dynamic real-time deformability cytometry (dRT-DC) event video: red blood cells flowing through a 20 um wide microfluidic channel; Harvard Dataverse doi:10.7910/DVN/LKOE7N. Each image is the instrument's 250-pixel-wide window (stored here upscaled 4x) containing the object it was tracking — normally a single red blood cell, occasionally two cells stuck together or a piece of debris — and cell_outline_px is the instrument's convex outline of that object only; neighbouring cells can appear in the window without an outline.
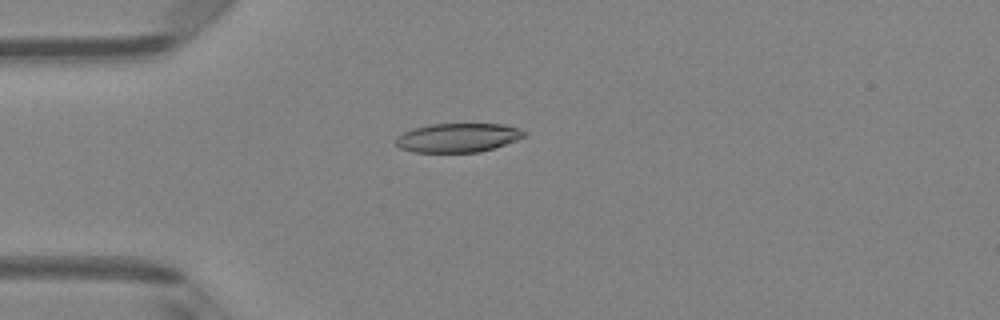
{"species": "Egyptian fruit bat (a non-hibernating species)", "species_latin": "Rousettus aegyptiacus", "temperature_condition": "room temperature", "stored_images_in_passage": 4, "camera_frame_rate_fps": 3000, "um_per_image_px": 0.085, "animal": {"sex": "female"}, "frame": {"image": 1, "passage_image": 4, "time_ms": 3.333, "image_size_px": [1000, 320], "cell_outline_px": [[528, 132], [524, 136], [516, 140], [480, 152], [412, 152], [400, 148], [396, 144], [396, 136], [404, 132], [428, 124], [504, 124]], "centroid_in_image_um": [38.9, 11.7], "position_along_channel_um": 46.1, "area_um2": 21.5}}